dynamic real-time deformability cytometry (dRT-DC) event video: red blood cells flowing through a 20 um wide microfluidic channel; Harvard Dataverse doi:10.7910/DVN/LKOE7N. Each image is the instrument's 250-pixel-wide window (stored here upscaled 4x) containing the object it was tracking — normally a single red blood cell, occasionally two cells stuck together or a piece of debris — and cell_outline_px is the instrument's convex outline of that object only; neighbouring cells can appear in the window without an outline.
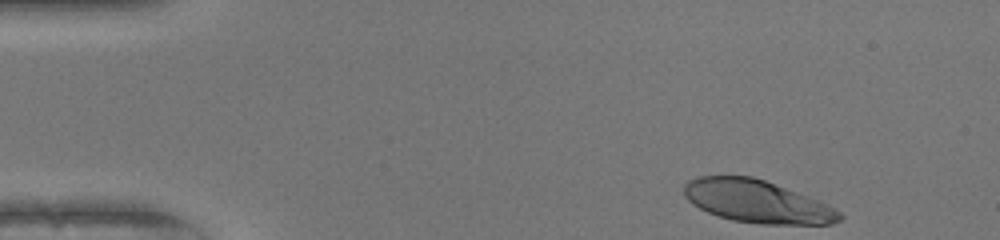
{"species": "human", "species_latin": "Homo sapiens", "temperature_condition": "warm", "stored_images_in_passage": 46, "camera_frame_rate_fps": 3000, "um_per_image_px": 0.085, "donor": {"sex": "female"}, "frame": {"image": 1, "passage_image": 1, "time_ms": 0.0, "image_size_px": [1000, 240], "cell_outline_px": [[844, 216], [840, 220], [832, 224], [760, 224], [732, 220], [708, 212], [692, 204], [684, 196], [684, 184], [688, 180], [700, 176], [752, 176], [764, 180], [820, 200], [840, 212]], "centroid_in_image_um": [64.35, 17.12], "position_along_channel_um": 20.7, "area_um2": 38.55}}
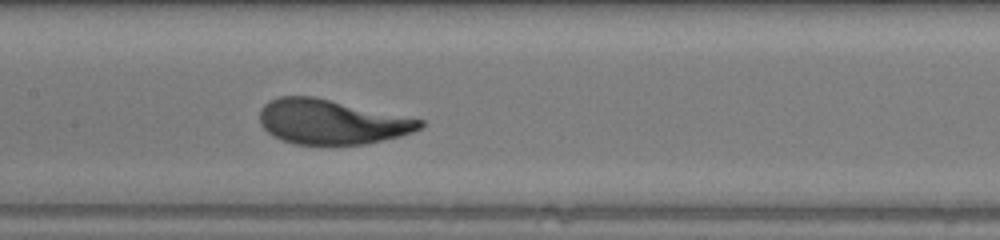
{"frame": {"image": 2, "passage_image": 20, "time_ms": 6.333, "image_size_px": [1000, 240], "cell_outline_px": [[424, 124], [420, 128], [412, 132], [400, 136], [364, 144], [296, 144], [280, 140], [272, 136], [260, 124], [260, 108], [264, 104], [280, 96], [312, 96], [424, 120]], "centroid_in_image_um": [28.14, 10.36], "position_along_channel_um": 179.3, "area_um2": 41.38}}
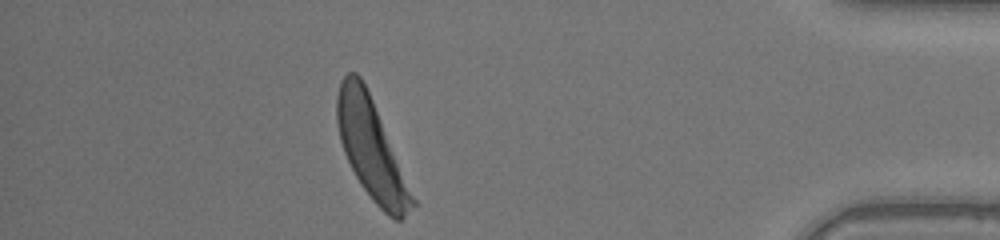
{"frame": {"image": 3, "passage_image": 40, "time_ms": 13.0, "image_size_px": [1000, 240], "cell_outline_px": [[416, 204], [400, 220], [396, 220], [388, 216], [372, 200], [360, 184], [344, 152], [340, 140], [336, 120], [336, 96], [340, 84], [344, 76], [348, 72], [356, 72], [360, 76], [372, 100], [416, 200]], "centroid_in_image_um": [31.54, 12.68], "position_along_channel_um": 403.7, "area_um2": 42.89}, "authors_computed_cell_mechanics": {"area_um2": 42.0495, "velocity_mm_per_s": 4.0613, "shape_relaxation_time_tau1_ms": 2.3554, "shape_relaxation_time_tau2_ms": null, "deformation_change_tau1": 0.1878, "deformation_change_tau2": null}}